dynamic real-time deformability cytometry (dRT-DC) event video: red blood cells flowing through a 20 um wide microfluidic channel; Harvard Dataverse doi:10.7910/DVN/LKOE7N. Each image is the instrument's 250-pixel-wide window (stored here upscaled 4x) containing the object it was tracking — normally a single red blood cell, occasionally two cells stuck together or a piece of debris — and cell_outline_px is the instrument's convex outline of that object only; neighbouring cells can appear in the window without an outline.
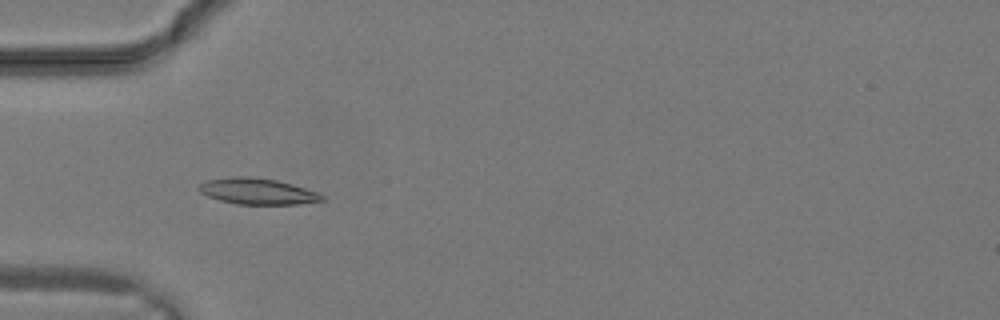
{"species": "common noctule bat (a hibernating species)", "species_latin": "Nyctalus noctula", "temperature_condition": "warm", "stored_images_in_passage": 19, "camera_frame_rate_fps": 3000, "um_per_image_px": 0.085, "animal": {"sex": "male", "body_mass_g": 19.2, "forearm_length_mm": 51.8}, "frame": {"image": 1, "passage_image": 3, "time_ms": 0.667, "image_size_px": [1000, 320], "cell_outline_px": [[324, 200], [300, 204], [236, 204], [220, 200], [208, 196], [200, 192], [196, 188], [200, 184], [208, 180], [232, 176], [248, 176], [276, 180], [292, 184], [316, 192], [324, 196]], "centroid_in_image_um": [21.86, 16.26], "position_along_channel_um": 63.1, "area_um2": 18.61}}
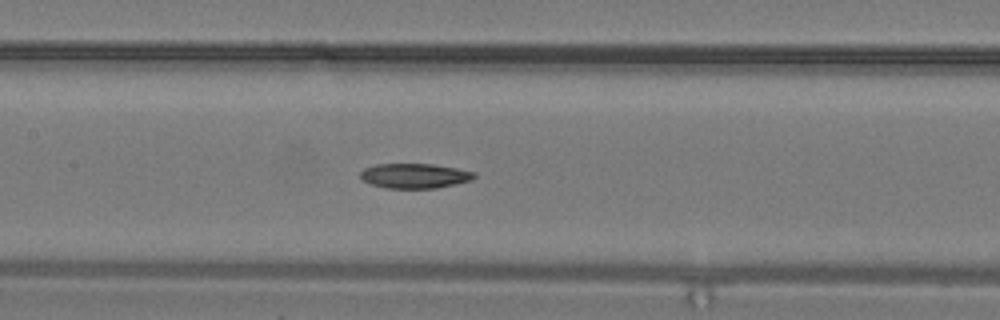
{"frame": {"image": 2, "passage_image": 8, "time_ms": 2.333, "image_size_px": [1000, 320], "cell_outline_px": [[476, 176], [472, 180], [436, 188], [388, 188], [372, 184], [364, 180], [360, 176], [360, 172], [364, 168], [376, 164], [432, 164], [456, 168], [476, 172]], "centroid_in_image_um": [35.26, 14.94], "position_along_channel_um": 172.1, "area_um2": 16.36}}
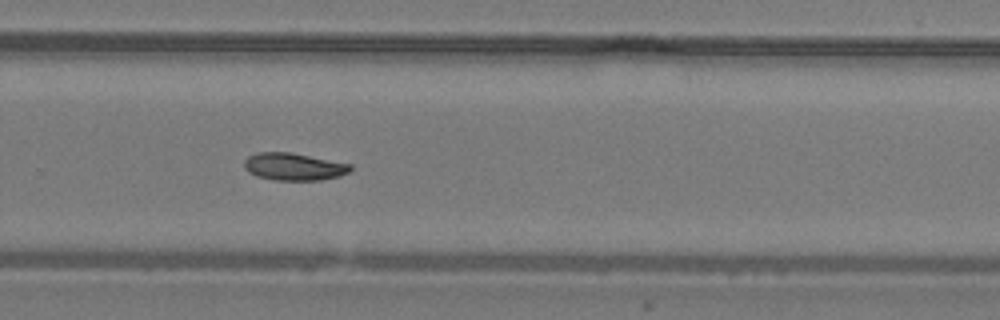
{"frame": {"image": 3, "passage_image": 14, "time_ms": 4.333, "image_size_px": [1000, 320], "cell_outline_px": [[352, 168], [348, 172], [340, 176], [320, 180], [276, 180], [256, 176], [248, 172], [244, 168], [244, 160], [248, 156], [256, 152], [292, 152], [352, 164]], "centroid_in_image_um": [24.96, 14.16], "position_along_channel_um": 304.8, "area_um2": 17.11}}